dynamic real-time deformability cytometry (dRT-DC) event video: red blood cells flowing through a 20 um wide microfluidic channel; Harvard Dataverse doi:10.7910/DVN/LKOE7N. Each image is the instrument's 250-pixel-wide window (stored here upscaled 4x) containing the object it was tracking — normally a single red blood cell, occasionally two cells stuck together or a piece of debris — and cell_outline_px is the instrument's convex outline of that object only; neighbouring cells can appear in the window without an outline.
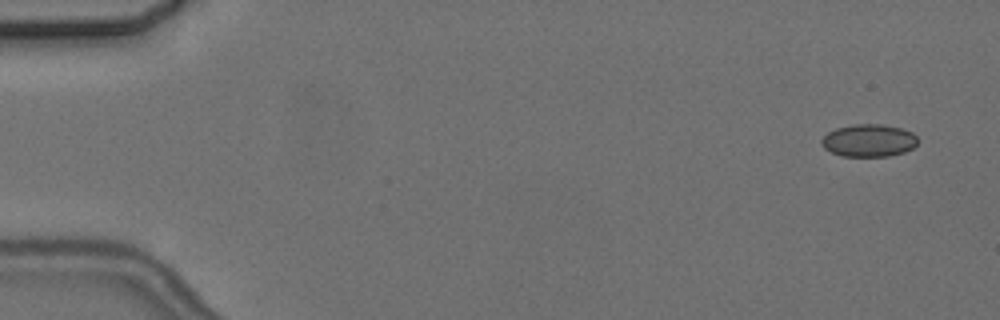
{"species": "common noctule bat (a hibernating species)", "species_latin": "Nyctalus noctula", "temperature_condition": "cold", "stored_images_in_passage": 5, "camera_frame_rate_fps": 3000, "um_per_image_px": 0.085, "animal": {"sex": "female", "body_mass_g": 24.6, "forearm_length_mm": 56.2}, "frame": {"image": 1, "passage_image": 1, "time_ms": 0.0, "image_size_px": [1000, 320], "cell_outline_px": [[916, 144], [912, 148], [904, 152], [888, 156], [844, 156], [832, 152], [824, 148], [820, 144], [820, 140], [828, 132], [836, 128], [852, 124], [884, 124], [900, 128], [912, 132], [916, 136]], "centroid_in_image_um": [73.82, 11.93], "position_along_channel_um": 11.2, "area_um2": 18.21}}
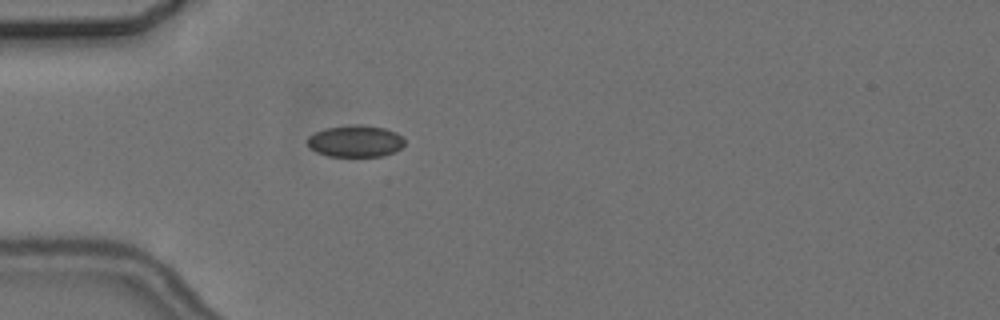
{"frame": {"image": 2, "passage_image": 5, "time_ms": 4.667, "image_size_px": [1000, 320], "cell_outline_px": [[404, 144], [396, 152], [384, 156], [328, 156], [316, 152], [308, 148], [308, 136], [324, 128], [352, 124], [360, 124], [384, 128], [396, 132], [404, 136]], "centroid_in_image_um": [30.22, 11.99], "position_along_channel_um": 54.8, "area_um2": 18.26}}